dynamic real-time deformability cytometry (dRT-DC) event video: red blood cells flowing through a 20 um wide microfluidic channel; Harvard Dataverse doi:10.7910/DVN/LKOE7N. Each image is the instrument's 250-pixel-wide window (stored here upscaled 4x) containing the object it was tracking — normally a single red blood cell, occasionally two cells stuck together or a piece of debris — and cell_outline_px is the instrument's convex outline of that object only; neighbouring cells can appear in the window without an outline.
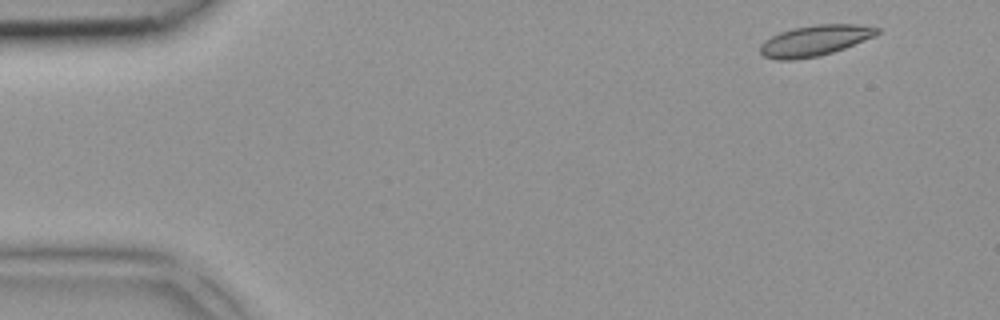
{"species": "common noctule bat (a hibernating species)", "species_latin": "Nyctalus noctula", "temperature_condition": "room temperature", "stored_images_in_passage": 4, "segment_of_instrument_passage": [2, 2], "camera_frame_rate_fps": 3000, "um_per_image_px": 0.085, "animal": {"sex": "female", "body_mass_g": 18.4}, "frame": {"image": 1, "passage_image": 4, "time_ms": 1.0, "image_size_px": [1000, 320], "cell_outline_px": [[880, 32], [876, 36], [844, 48], [820, 56], [792, 60], [776, 60], [764, 56], [760, 52], [760, 44], [764, 40], [780, 32], [792, 28], [816, 24], [856, 24], [880, 28]], "centroid_in_image_um": [69.26, 3.45], "position_along_channel_um": 15.7, "area_um2": 21.04}}